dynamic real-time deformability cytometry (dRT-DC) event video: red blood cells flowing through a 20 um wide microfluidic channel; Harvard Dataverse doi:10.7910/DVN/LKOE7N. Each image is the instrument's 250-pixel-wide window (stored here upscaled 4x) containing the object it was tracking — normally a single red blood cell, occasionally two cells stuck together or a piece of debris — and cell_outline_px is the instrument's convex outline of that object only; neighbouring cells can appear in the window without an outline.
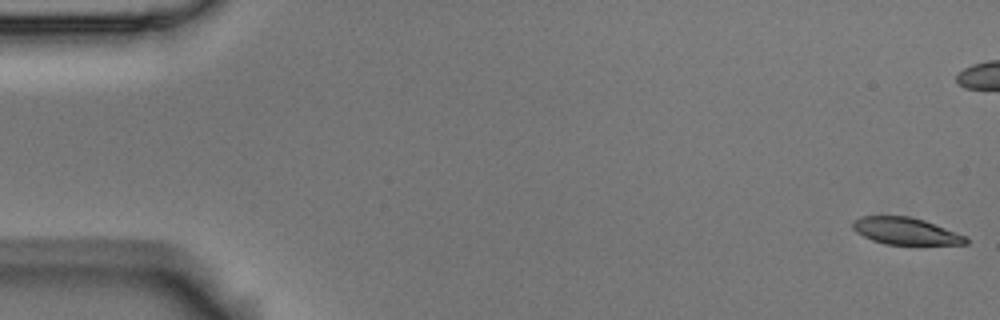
{"species": "Egyptian fruit bat (a non-hibernating species)", "species_latin": "Rousettus aegyptiacus", "temperature_condition": "room temperature", "stored_images_in_passage": 58, "camera_frame_rate_fps": 3000, "um_per_image_px": 0.085, "animal": {"sex": "male"}, "frame": {"image": 1, "passage_image": 1, "time_ms": 0.0, "image_size_px": [1000, 320], "cell_outline_px": [[968, 244], [888, 244], [872, 240], [856, 232], [852, 228], [852, 220], [860, 216], [908, 216], [924, 220], [968, 236]], "centroid_in_image_um": [76.98, 19.63], "position_along_channel_um": 8.0, "area_um2": 17.74}}
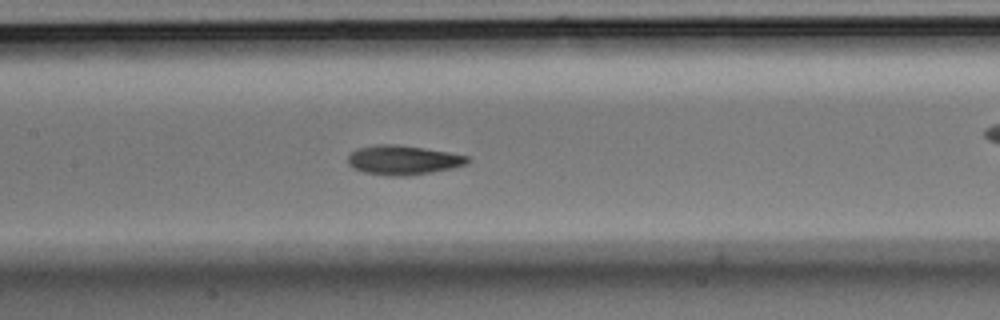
{"frame": {"image": 2, "passage_image": 27, "time_ms": 8.667, "image_size_px": [1000, 320], "cell_outline_px": [[468, 160], [464, 164], [452, 168], [408, 176], [388, 176], [364, 172], [352, 168], [348, 164], [348, 156], [356, 148], [376, 144], [396, 144], [424, 148], [448, 152], [468, 156]], "centroid_in_image_um": [34.2, 13.6], "position_along_channel_um": 173.2, "area_um2": 20.4}}
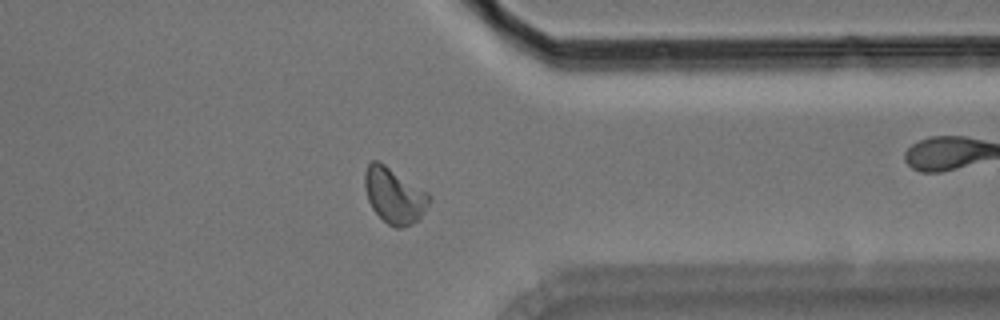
{"frame": {"image": 3, "passage_image": 45, "time_ms": 14.667, "image_size_px": [1000, 320], "cell_outline_px": [[432, 200], [420, 216], [412, 224], [400, 228], [396, 228], [388, 224], [372, 208], [368, 200], [364, 188], [364, 172], [368, 164], [372, 160], [376, 160], [384, 164], [428, 192], [432, 196]], "centroid_in_image_um": [33.5, 16.61], "position_along_channel_um": 377.9, "area_um2": 20.75}, "authors_computed_cell_mechanics": {"area_um2": 19.7387, "velocity_mm_per_s": 3.5174, "shape_relaxation_time_tau1_ms": 4.8859, "shape_relaxation_time_tau2_ms": 2.1317, "deformation_change_tau1": 0.1588, "deformation_change_tau2": 0.0771}}